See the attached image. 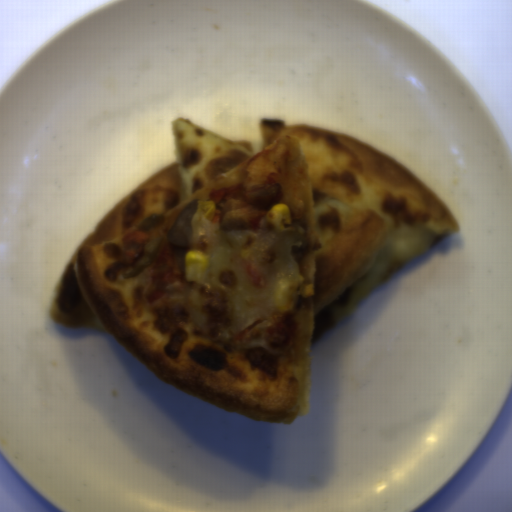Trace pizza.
<instances>
[{
  "label": "pizza",
  "mask_w": 512,
  "mask_h": 512,
  "mask_svg": "<svg viewBox=\"0 0 512 512\" xmlns=\"http://www.w3.org/2000/svg\"><path fill=\"white\" fill-rule=\"evenodd\" d=\"M259 127L262 152L255 153L250 141L175 118L176 161L87 235L57 281L49 316L114 337L189 396L282 425L309 411L311 345L459 226L448 205L384 151L308 124L261 118ZM276 183L279 203L307 230V244L292 248L282 270L267 258L282 229L269 211L247 202L251 191ZM225 187L213 220H192L188 251L208 257L205 279L187 282L180 272L164 297L148 304L153 264L124 280L135 267L124 236L160 214L164 222L147 232L149 242L164 238L162 250L182 209ZM287 278L299 284L290 312L274 303L276 284Z\"/></svg>",
  "instance_id": "dd6c1bee"
}]
</instances>
